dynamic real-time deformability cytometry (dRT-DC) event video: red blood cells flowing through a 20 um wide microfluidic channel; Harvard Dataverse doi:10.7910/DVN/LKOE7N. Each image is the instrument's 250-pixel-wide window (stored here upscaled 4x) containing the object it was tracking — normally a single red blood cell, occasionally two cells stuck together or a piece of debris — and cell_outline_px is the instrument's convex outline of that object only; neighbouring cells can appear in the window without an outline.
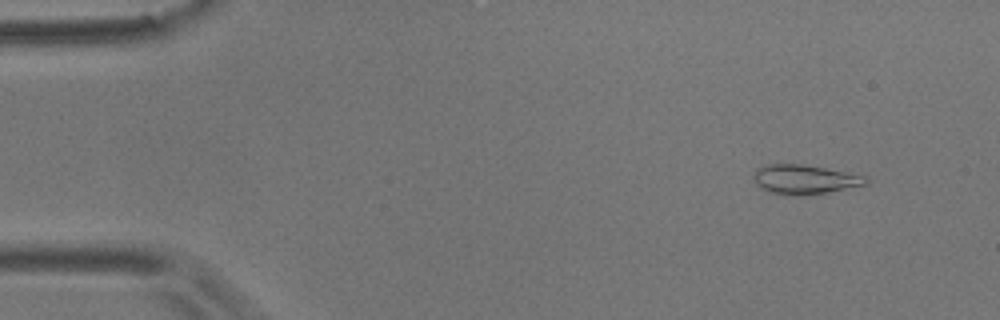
{"species": "common noctule bat (a hibernating species)", "species_latin": "Nyctalus noctula", "temperature_condition": "room temperature", "stored_images_in_passage": 6, "segment_of_instrument_passage": [1, 2], "camera_frame_rate_fps": 3000, "um_per_image_px": 0.085, "animal": {"sex": "male", "body_mass_g": 17.9}, "frame": {"image": 1, "passage_image": 2, "time_ms": 0.333, "image_size_px": [1000, 320], "cell_outline_px": [[868, 184], [828, 192], [800, 196], [788, 196], [768, 192], [760, 188], [756, 184], [756, 168], [764, 164], [804, 164], [868, 176]], "centroid_in_image_um": [68.4, 15.26], "position_along_channel_um": 16.6, "area_um2": 19.36}}